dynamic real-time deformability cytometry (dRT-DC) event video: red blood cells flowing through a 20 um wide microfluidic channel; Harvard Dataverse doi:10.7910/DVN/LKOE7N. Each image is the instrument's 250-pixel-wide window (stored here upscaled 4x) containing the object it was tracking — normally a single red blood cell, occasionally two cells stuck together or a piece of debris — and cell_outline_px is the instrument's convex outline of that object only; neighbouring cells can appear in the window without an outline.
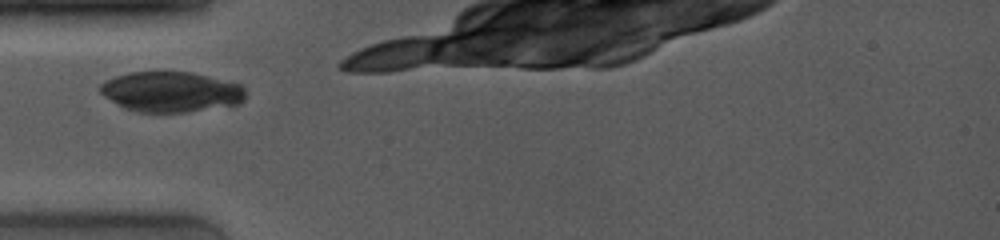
{"species": "common noctule bat (a hibernating species)", "species_latin": "Nyctalus noctula", "temperature_condition": "room temperature", "stored_images_in_passage": 12, "camera_frame_rate_fps": 4000, "um_per_image_px": 0.085, "animal": {"sex": "female", "body_mass_g": 19.0, "forearm_length_mm": 53.3}, "frame": {"image": 1, "passage_image": 1, "time_ms": 0.0, "image_size_px": [1000, 240], "cell_outline_px": [[244, 100], [240, 104], [188, 112], [136, 112], [124, 108], [104, 96], [100, 92], [100, 84], [104, 80], [128, 72], [192, 72], [240, 84], [244, 88]], "centroid_in_image_um": [14.52, 7.81], "position_along_channel_um": 70.5, "area_um2": 34.22}}